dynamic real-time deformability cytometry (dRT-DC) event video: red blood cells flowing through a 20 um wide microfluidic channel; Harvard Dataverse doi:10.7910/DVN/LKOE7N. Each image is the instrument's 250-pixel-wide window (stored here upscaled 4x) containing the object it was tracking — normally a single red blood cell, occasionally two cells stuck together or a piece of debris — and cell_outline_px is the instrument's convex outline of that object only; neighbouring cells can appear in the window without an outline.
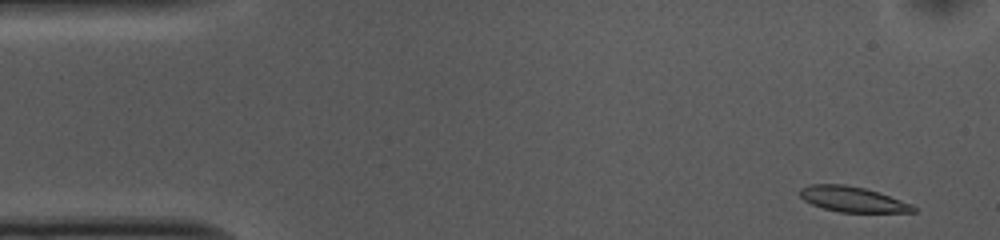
{"species": "common noctule bat (a hibernating species)", "species_latin": "Nyctalus noctula", "temperature_condition": "cold", "stored_images_in_passage": 51, "camera_frame_rate_fps": 3000, "um_per_image_px": 0.085, "animal": {"sex": "female", "body_mass_g": 10.0, "forearm_length_mm": 53.1}, "frame": {"image": 1, "passage_image": 1, "time_ms": 0.0, "image_size_px": [1000, 240], "cell_outline_px": [[916, 212], [840, 212], [824, 208], [812, 204], [804, 200], [800, 196], [800, 188], [808, 184], [844, 184], [864, 188], [912, 204], [916, 208]], "centroid_in_image_um": [72.43, 16.93], "position_along_channel_um": 12.6, "area_um2": 16.53}}
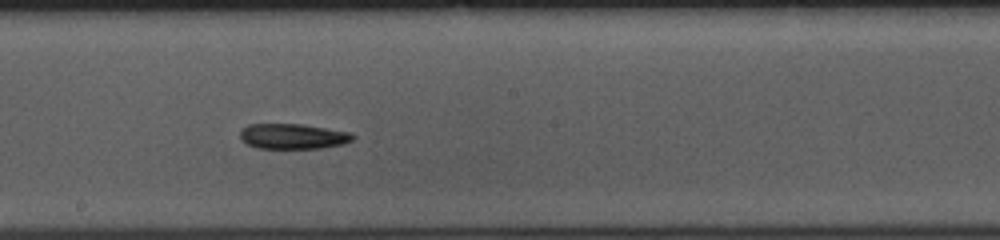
{"frame": {"image": 2, "passage_image": 26, "time_ms": 8.333, "image_size_px": [1000, 240], "cell_outline_px": [[356, 136], [352, 140], [344, 144], [320, 148], [256, 148], [240, 140], [240, 128], [248, 124], [300, 124], [352, 132]], "centroid_in_image_um": [24.89, 11.58], "position_along_channel_um": 223.3, "area_um2": 16.76}}
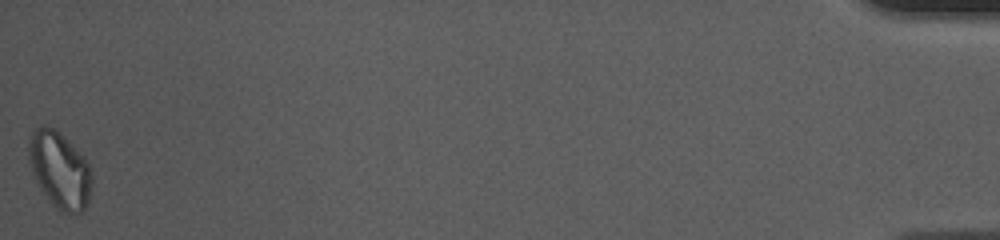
{"frame": {"image": 3, "passage_image": 51, "time_ms": 16.667, "image_size_px": [1000, 240], "cell_outline_px": [[92, 184], [88, 204], [84, 212], [60, 212], [52, 204], [40, 188], [32, 172], [28, 160], [28, 140], [32, 132], [40, 124], [44, 124], [60, 132], [84, 156], [92, 172]], "centroid_in_image_um": [5.08, 14.43], "position_along_channel_um": 430.1, "area_um2": 28.44}, "authors_computed_cell_mechanics": {"area_um2": 17.4556, "velocity_mm_per_s": 3.6905, "shape_relaxation_time_tau1_ms": 10.4302, "shape_relaxation_time_tau2_ms": null, "deformation_change_tau1": 0.2251, "deformation_change_tau2": null}}